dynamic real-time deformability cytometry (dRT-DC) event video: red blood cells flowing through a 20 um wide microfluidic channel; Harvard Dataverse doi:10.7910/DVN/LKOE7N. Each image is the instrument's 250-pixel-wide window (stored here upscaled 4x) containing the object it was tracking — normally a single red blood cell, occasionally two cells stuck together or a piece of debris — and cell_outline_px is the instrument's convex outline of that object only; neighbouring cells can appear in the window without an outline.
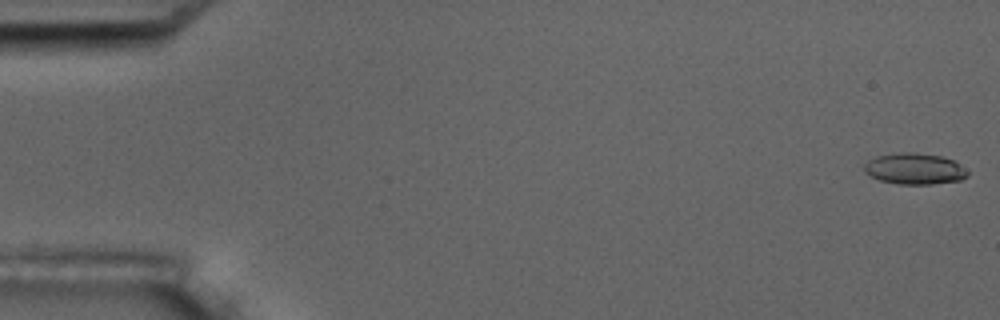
{"species": "common noctule bat (a hibernating species)", "species_latin": "Nyctalus noctula", "temperature_condition": "room temperature", "stored_images_in_passage": 9, "camera_frame_rate_fps": 3000, "um_per_image_px": 0.085, "animal": {"sex": "male", "body_mass_g": 17.5, "forearm_length_mm": 52.3}, "frame": {"image": 1, "passage_image": 1, "time_ms": 0.0, "image_size_px": [1000, 320], "cell_outline_px": [[968, 176], [960, 180], [932, 184], [900, 184], [880, 180], [864, 172], [864, 164], [868, 160], [876, 156], [900, 152], [916, 152], [944, 156], [952, 160], [968, 172]], "centroid_in_image_um": [77.72, 14.33], "position_along_channel_um": 7.3, "area_um2": 18.73}}
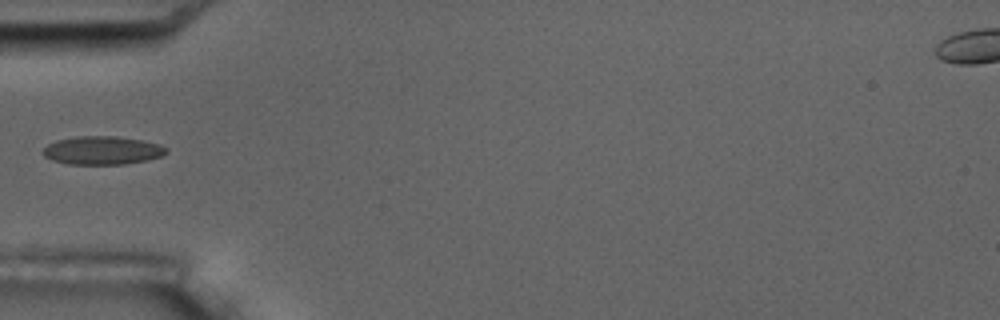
{"frame": {"image": 2, "passage_image": 6, "time_ms": 6.0, "image_size_px": [1000, 320], "cell_outline_px": [[168, 152], [160, 156], [144, 160], [124, 164], [68, 164], [52, 160], [44, 156], [40, 152], [48, 144], [56, 140], [76, 136], [116, 136], [140, 140], [160, 144], [168, 148]], "centroid_in_image_um": [8.66, 12.78], "position_along_channel_um": 76.3, "area_um2": 20.35}}
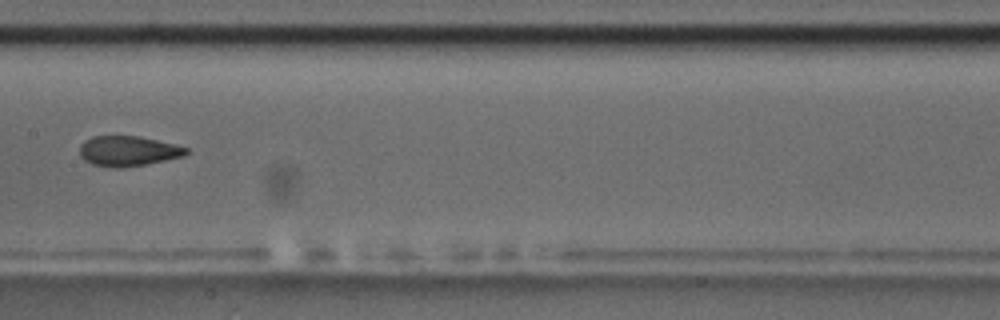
{"frame": {"image": 3, "passage_image": 9, "time_ms": 9.333, "image_size_px": [1000, 320], "cell_outline_px": [[188, 152], [184, 156], [144, 164], [120, 168], [112, 168], [92, 164], [84, 160], [80, 156], [80, 144], [84, 140], [92, 136], [140, 136], [188, 148]], "centroid_in_image_um": [10.83, 12.83], "position_along_channel_um": 196.6, "area_um2": 18.61}}